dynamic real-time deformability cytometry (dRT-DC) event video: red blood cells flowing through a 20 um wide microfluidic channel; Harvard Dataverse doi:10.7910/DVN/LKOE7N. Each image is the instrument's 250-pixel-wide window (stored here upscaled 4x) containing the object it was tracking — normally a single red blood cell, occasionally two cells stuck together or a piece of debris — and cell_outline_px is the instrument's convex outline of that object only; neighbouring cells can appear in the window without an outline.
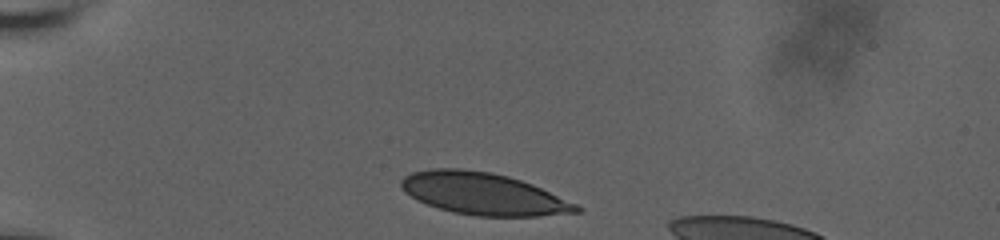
{"species": "human", "species_latin": "Homo sapiens", "temperature_condition": "room temperature", "stored_images_in_passage": 4, "camera_frame_rate_fps": 3000, "um_per_image_px": 0.085, "donor": {"sex": "male"}, "frame": {"image": 1, "passage_image": 1, "time_ms": 0.0, "image_size_px": [1000, 240], "cell_outline_px": [[584, 208], [580, 212], [536, 216], [476, 216], [452, 212], [416, 200], [400, 184], [400, 180], [404, 176], [412, 172], [432, 168], [460, 168], [492, 172], [508, 176], [532, 184], [576, 204]], "centroid_in_image_um": [41.08, 16.46], "position_along_channel_um": 43.9, "area_um2": 42.66}}
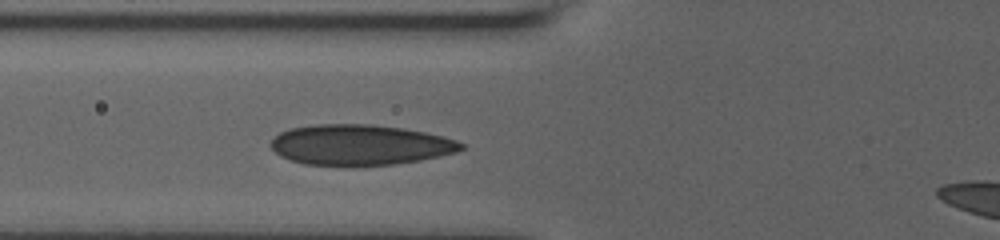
{"frame": {"image": 2, "passage_image": 4, "time_ms": 2.667, "image_size_px": [1000, 240], "cell_outline_px": [[464, 148], [456, 152], [420, 160], [392, 164], [304, 164], [280, 156], [272, 148], [272, 140], [280, 132], [288, 128], [316, 124], [372, 124], [404, 128], [444, 136], [456, 140], [464, 144]], "centroid_in_image_um": [30.62, 12.28], "position_along_channel_um": 95.2, "area_um2": 44.33}}